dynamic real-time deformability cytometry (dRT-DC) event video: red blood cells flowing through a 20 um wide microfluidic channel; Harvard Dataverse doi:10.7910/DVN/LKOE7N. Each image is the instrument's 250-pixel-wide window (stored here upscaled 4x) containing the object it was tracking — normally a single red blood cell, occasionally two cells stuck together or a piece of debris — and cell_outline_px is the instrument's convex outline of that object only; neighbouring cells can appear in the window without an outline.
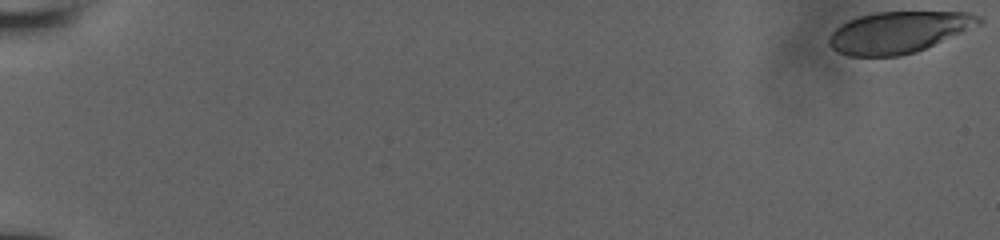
{"species": "human", "species_latin": "Homo sapiens", "temperature_condition": "room temperature", "stored_images_in_passage": 57, "camera_frame_rate_fps": 3000, "um_per_image_px": 0.085, "donor": {"sex": "male"}, "frame": {"image": 1, "passage_image": 1, "time_ms": 0.0, "image_size_px": [1000, 240], "cell_outline_px": [[984, 20], [980, 24], [916, 52], [900, 56], [848, 56], [836, 52], [828, 44], [828, 36], [840, 24], [848, 20], [860, 16], [876, 12], [968, 12], [980, 16]], "centroid_in_image_um": [76.33, 2.74], "position_along_channel_um": 8.7, "area_um2": 36.18}}
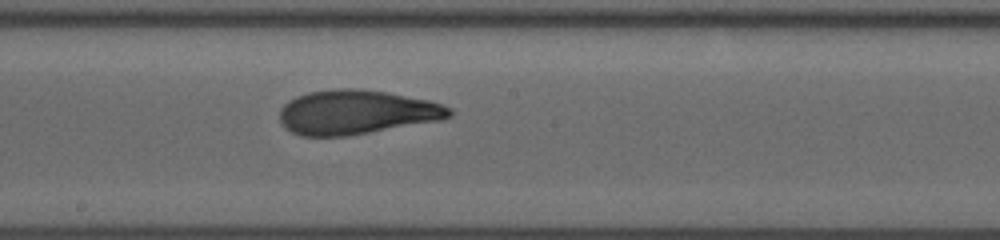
{"frame": {"image": 2, "passage_image": 32, "time_ms": 10.667, "image_size_px": [1000, 240], "cell_outline_px": [[452, 116], [440, 120], [348, 136], [300, 136], [284, 128], [280, 120], [280, 108], [288, 100], [296, 96], [308, 92], [336, 88], [356, 88], [384, 92], [428, 100], [452, 108]], "centroid_in_image_um": [30.25, 9.54], "position_along_channel_um": 217.9, "area_um2": 43.81}}
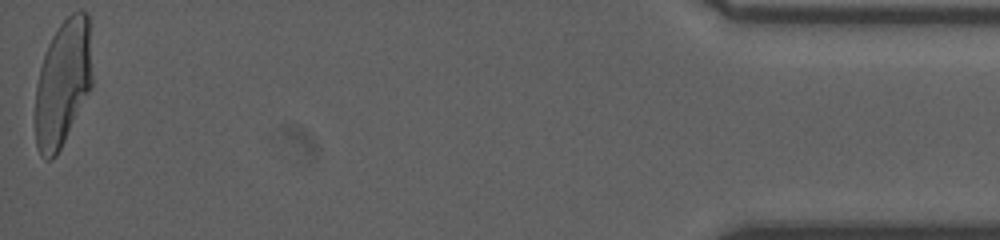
{"frame": {"image": 3, "passage_image": 56, "time_ms": 18.0, "image_size_px": [1000, 240], "cell_outline_px": [[92, 88], [56, 156], [52, 160], [44, 160], [40, 156], [36, 148], [36, 84], [40, 68], [48, 44], [52, 36], [60, 24], [72, 12], [88, 12], [92, 76]], "centroid_in_image_um": [5.34, 7.09], "position_along_channel_um": 429.9, "area_um2": 41.96}}